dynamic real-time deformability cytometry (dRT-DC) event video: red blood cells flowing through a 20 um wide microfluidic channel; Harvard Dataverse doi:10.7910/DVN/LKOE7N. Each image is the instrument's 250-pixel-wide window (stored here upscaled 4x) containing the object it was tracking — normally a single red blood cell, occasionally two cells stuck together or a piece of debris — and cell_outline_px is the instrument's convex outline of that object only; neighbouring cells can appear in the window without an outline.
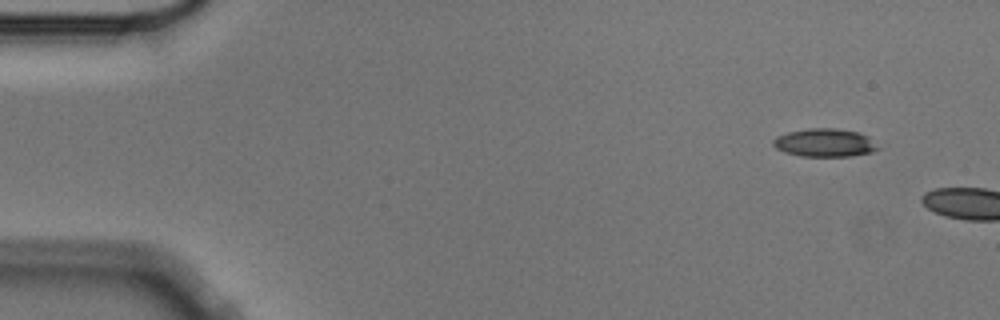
{"species": "Egyptian fruit bat (a non-hibernating species)", "species_latin": "Rousettus aegyptiacus", "temperature_condition": "cold", "stored_images_in_passage": 2, "camera_frame_rate_fps": 3000, "um_per_image_px": 0.085, "animal": {"sex": "male"}, "frame": {"image": 1, "passage_image": 1, "time_ms": 0.0, "image_size_px": [1000, 320], "cell_outline_px": [[880, 148], [872, 152], [852, 156], [800, 156], [784, 152], [776, 148], [772, 144], [772, 140], [776, 136], [788, 132], [808, 128], [836, 128], [856, 132], [868, 136]], "centroid_in_image_um": [70.08, 12.13], "position_along_channel_um": 14.9, "area_um2": 17.22}}